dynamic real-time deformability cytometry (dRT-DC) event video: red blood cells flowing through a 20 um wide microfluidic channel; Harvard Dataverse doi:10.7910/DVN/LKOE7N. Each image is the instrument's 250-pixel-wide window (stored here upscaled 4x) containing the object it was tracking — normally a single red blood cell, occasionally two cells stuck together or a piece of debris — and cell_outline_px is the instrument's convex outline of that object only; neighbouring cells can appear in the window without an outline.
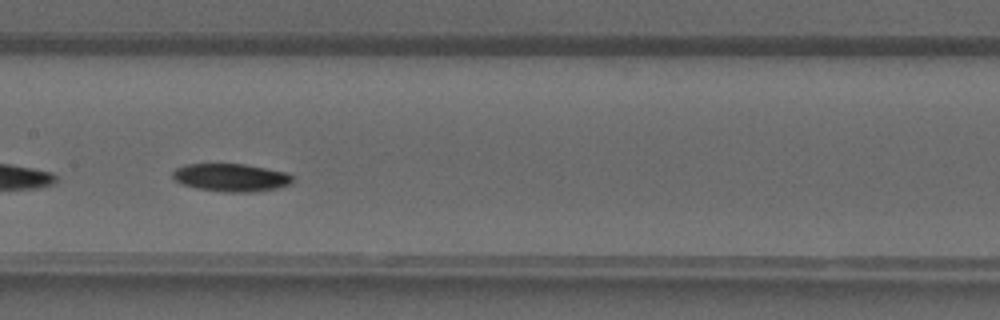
{"species": "common noctule bat (a hibernating species)", "species_latin": "Nyctalus noctula", "temperature_condition": "warm", "stored_images_in_passage": 29, "camera_frame_rate_fps": 3000, "um_per_image_px": 0.085, "animal": {"sex": "male", "forearm_length_mm": 52.5}, "frame": {"image": 1, "passage_image": 17, "time_ms": 5.333, "image_size_px": [1000, 320], "cell_outline_px": [[292, 184], [276, 188], [252, 192], [228, 192], [196, 188], [180, 184], [172, 176], [172, 172], [176, 168], [188, 164], [244, 164], [288, 172], [292, 176]], "centroid_in_image_um": [19.64, 15.09], "position_along_channel_um": 187.8, "area_um2": 19.48}}